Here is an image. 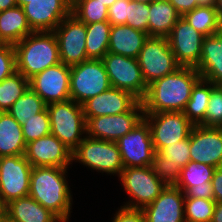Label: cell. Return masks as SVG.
Here are the masks:
<instances>
[{
    "label": "cell",
    "mask_w": 222,
    "mask_h": 222,
    "mask_svg": "<svg viewBox=\"0 0 222 222\" xmlns=\"http://www.w3.org/2000/svg\"><path fill=\"white\" fill-rule=\"evenodd\" d=\"M195 69L201 78L222 87V31L204 37L200 61Z\"/></svg>",
    "instance_id": "22"
},
{
    "label": "cell",
    "mask_w": 222,
    "mask_h": 222,
    "mask_svg": "<svg viewBox=\"0 0 222 222\" xmlns=\"http://www.w3.org/2000/svg\"><path fill=\"white\" fill-rule=\"evenodd\" d=\"M203 127L222 128V87L211 90Z\"/></svg>",
    "instance_id": "38"
},
{
    "label": "cell",
    "mask_w": 222,
    "mask_h": 222,
    "mask_svg": "<svg viewBox=\"0 0 222 222\" xmlns=\"http://www.w3.org/2000/svg\"><path fill=\"white\" fill-rule=\"evenodd\" d=\"M204 37L183 16L178 19L167 38L180 66L195 68L198 65Z\"/></svg>",
    "instance_id": "15"
},
{
    "label": "cell",
    "mask_w": 222,
    "mask_h": 222,
    "mask_svg": "<svg viewBox=\"0 0 222 222\" xmlns=\"http://www.w3.org/2000/svg\"><path fill=\"white\" fill-rule=\"evenodd\" d=\"M144 119L139 101L130 111L116 115H103L86 120V136L116 142Z\"/></svg>",
    "instance_id": "12"
},
{
    "label": "cell",
    "mask_w": 222,
    "mask_h": 222,
    "mask_svg": "<svg viewBox=\"0 0 222 222\" xmlns=\"http://www.w3.org/2000/svg\"><path fill=\"white\" fill-rule=\"evenodd\" d=\"M215 7L217 9L218 18H219L220 24L222 26V0H217Z\"/></svg>",
    "instance_id": "50"
},
{
    "label": "cell",
    "mask_w": 222,
    "mask_h": 222,
    "mask_svg": "<svg viewBox=\"0 0 222 222\" xmlns=\"http://www.w3.org/2000/svg\"><path fill=\"white\" fill-rule=\"evenodd\" d=\"M29 88V80L15 72L0 82V112L8 111Z\"/></svg>",
    "instance_id": "33"
},
{
    "label": "cell",
    "mask_w": 222,
    "mask_h": 222,
    "mask_svg": "<svg viewBox=\"0 0 222 222\" xmlns=\"http://www.w3.org/2000/svg\"><path fill=\"white\" fill-rule=\"evenodd\" d=\"M111 87L128 91L140 101L147 92L138 59L107 53L102 59Z\"/></svg>",
    "instance_id": "10"
},
{
    "label": "cell",
    "mask_w": 222,
    "mask_h": 222,
    "mask_svg": "<svg viewBox=\"0 0 222 222\" xmlns=\"http://www.w3.org/2000/svg\"><path fill=\"white\" fill-rule=\"evenodd\" d=\"M6 43L0 38V48L3 47Z\"/></svg>",
    "instance_id": "55"
},
{
    "label": "cell",
    "mask_w": 222,
    "mask_h": 222,
    "mask_svg": "<svg viewBox=\"0 0 222 222\" xmlns=\"http://www.w3.org/2000/svg\"><path fill=\"white\" fill-rule=\"evenodd\" d=\"M68 171L69 168L33 167L28 194L63 222H70L74 200L70 188L72 186H69Z\"/></svg>",
    "instance_id": "2"
},
{
    "label": "cell",
    "mask_w": 222,
    "mask_h": 222,
    "mask_svg": "<svg viewBox=\"0 0 222 222\" xmlns=\"http://www.w3.org/2000/svg\"><path fill=\"white\" fill-rule=\"evenodd\" d=\"M51 134L72 152L86 137V119L82 105L72 99L47 105Z\"/></svg>",
    "instance_id": "5"
},
{
    "label": "cell",
    "mask_w": 222,
    "mask_h": 222,
    "mask_svg": "<svg viewBox=\"0 0 222 222\" xmlns=\"http://www.w3.org/2000/svg\"><path fill=\"white\" fill-rule=\"evenodd\" d=\"M190 160L222 167V128L195 125L190 133Z\"/></svg>",
    "instance_id": "19"
},
{
    "label": "cell",
    "mask_w": 222,
    "mask_h": 222,
    "mask_svg": "<svg viewBox=\"0 0 222 222\" xmlns=\"http://www.w3.org/2000/svg\"><path fill=\"white\" fill-rule=\"evenodd\" d=\"M112 25L108 21L86 24V54L88 59H102L108 53Z\"/></svg>",
    "instance_id": "29"
},
{
    "label": "cell",
    "mask_w": 222,
    "mask_h": 222,
    "mask_svg": "<svg viewBox=\"0 0 222 222\" xmlns=\"http://www.w3.org/2000/svg\"><path fill=\"white\" fill-rule=\"evenodd\" d=\"M183 17L205 37L222 31L216 7L198 6Z\"/></svg>",
    "instance_id": "30"
},
{
    "label": "cell",
    "mask_w": 222,
    "mask_h": 222,
    "mask_svg": "<svg viewBox=\"0 0 222 222\" xmlns=\"http://www.w3.org/2000/svg\"><path fill=\"white\" fill-rule=\"evenodd\" d=\"M25 157L33 167H73L72 151L52 134L26 144Z\"/></svg>",
    "instance_id": "17"
},
{
    "label": "cell",
    "mask_w": 222,
    "mask_h": 222,
    "mask_svg": "<svg viewBox=\"0 0 222 222\" xmlns=\"http://www.w3.org/2000/svg\"><path fill=\"white\" fill-rule=\"evenodd\" d=\"M60 61L65 65L79 64L88 60L86 54V24L70 13L54 30Z\"/></svg>",
    "instance_id": "14"
},
{
    "label": "cell",
    "mask_w": 222,
    "mask_h": 222,
    "mask_svg": "<svg viewBox=\"0 0 222 222\" xmlns=\"http://www.w3.org/2000/svg\"><path fill=\"white\" fill-rule=\"evenodd\" d=\"M129 18V0H116L108 8V22L113 25L125 24Z\"/></svg>",
    "instance_id": "42"
},
{
    "label": "cell",
    "mask_w": 222,
    "mask_h": 222,
    "mask_svg": "<svg viewBox=\"0 0 222 222\" xmlns=\"http://www.w3.org/2000/svg\"><path fill=\"white\" fill-rule=\"evenodd\" d=\"M137 59L147 86L181 67L177 63L166 37L149 36Z\"/></svg>",
    "instance_id": "8"
},
{
    "label": "cell",
    "mask_w": 222,
    "mask_h": 222,
    "mask_svg": "<svg viewBox=\"0 0 222 222\" xmlns=\"http://www.w3.org/2000/svg\"><path fill=\"white\" fill-rule=\"evenodd\" d=\"M32 168L25 155L0 157V203L3 207L29 194Z\"/></svg>",
    "instance_id": "9"
},
{
    "label": "cell",
    "mask_w": 222,
    "mask_h": 222,
    "mask_svg": "<svg viewBox=\"0 0 222 222\" xmlns=\"http://www.w3.org/2000/svg\"><path fill=\"white\" fill-rule=\"evenodd\" d=\"M185 197H193V198H204V199H214L212 183L206 182V186L201 187H191L186 193Z\"/></svg>",
    "instance_id": "44"
},
{
    "label": "cell",
    "mask_w": 222,
    "mask_h": 222,
    "mask_svg": "<svg viewBox=\"0 0 222 222\" xmlns=\"http://www.w3.org/2000/svg\"><path fill=\"white\" fill-rule=\"evenodd\" d=\"M111 87L101 59H88L70 66V99L82 105Z\"/></svg>",
    "instance_id": "7"
},
{
    "label": "cell",
    "mask_w": 222,
    "mask_h": 222,
    "mask_svg": "<svg viewBox=\"0 0 222 222\" xmlns=\"http://www.w3.org/2000/svg\"><path fill=\"white\" fill-rule=\"evenodd\" d=\"M185 193L175 185H166L160 195L143 207L147 222H185Z\"/></svg>",
    "instance_id": "20"
},
{
    "label": "cell",
    "mask_w": 222,
    "mask_h": 222,
    "mask_svg": "<svg viewBox=\"0 0 222 222\" xmlns=\"http://www.w3.org/2000/svg\"><path fill=\"white\" fill-rule=\"evenodd\" d=\"M180 17L168 0H155L149 4L148 35L167 38Z\"/></svg>",
    "instance_id": "26"
},
{
    "label": "cell",
    "mask_w": 222,
    "mask_h": 222,
    "mask_svg": "<svg viewBox=\"0 0 222 222\" xmlns=\"http://www.w3.org/2000/svg\"><path fill=\"white\" fill-rule=\"evenodd\" d=\"M176 9L180 16H184L186 13L194 10L197 5L196 0H168Z\"/></svg>",
    "instance_id": "46"
},
{
    "label": "cell",
    "mask_w": 222,
    "mask_h": 222,
    "mask_svg": "<svg viewBox=\"0 0 222 222\" xmlns=\"http://www.w3.org/2000/svg\"><path fill=\"white\" fill-rule=\"evenodd\" d=\"M201 75L194 67H179L147 86L141 100L144 113L183 112L191 91Z\"/></svg>",
    "instance_id": "1"
},
{
    "label": "cell",
    "mask_w": 222,
    "mask_h": 222,
    "mask_svg": "<svg viewBox=\"0 0 222 222\" xmlns=\"http://www.w3.org/2000/svg\"><path fill=\"white\" fill-rule=\"evenodd\" d=\"M47 104L30 87L18 98L8 110V113L22 125L27 119H31L44 111Z\"/></svg>",
    "instance_id": "31"
},
{
    "label": "cell",
    "mask_w": 222,
    "mask_h": 222,
    "mask_svg": "<svg viewBox=\"0 0 222 222\" xmlns=\"http://www.w3.org/2000/svg\"><path fill=\"white\" fill-rule=\"evenodd\" d=\"M198 6H216L217 0H196Z\"/></svg>",
    "instance_id": "49"
},
{
    "label": "cell",
    "mask_w": 222,
    "mask_h": 222,
    "mask_svg": "<svg viewBox=\"0 0 222 222\" xmlns=\"http://www.w3.org/2000/svg\"><path fill=\"white\" fill-rule=\"evenodd\" d=\"M113 213L111 222H147L145 215L141 209L127 208L121 206L116 208Z\"/></svg>",
    "instance_id": "43"
},
{
    "label": "cell",
    "mask_w": 222,
    "mask_h": 222,
    "mask_svg": "<svg viewBox=\"0 0 222 222\" xmlns=\"http://www.w3.org/2000/svg\"><path fill=\"white\" fill-rule=\"evenodd\" d=\"M98 2L104 4L107 8L113 5L116 0H97Z\"/></svg>",
    "instance_id": "51"
},
{
    "label": "cell",
    "mask_w": 222,
    "mask_h": 222,
    "mask_svg": "<svg viewBox=\"0 0 222 222\" xmlns=\"http://www.w3.org/2000/svg\"><path fill=\"white\" fill-rule=\"evenodd\" d=\"M215 86L212 82L203 78H200L193 86L183 114L194 126L204 123L211 90Z\"/></svg>",
    "instance_id": "28"
},
{
    "label": "cell",
    "mask_w": 222,
    "mask_h": 222,
    "mask_svg": "<svg viewBox=\"0 0 222 222\" xmlns=\"http://www.w3.org/2000/svg\"><path fill=\"white\" fill-rule=\"evenodd\" d=\"M17 6L23 7L25 4L29 3V0H16Z\"/></svg>",
    "instance_id": "52"
},
{
    "label": "cell",
    "mask_w": 222,
    "mask_h": 222,
    "mask_svg": "<svg viewBox=\"0 0 222 222\" xmlns=\"http://www.w3.org/2000/svg\"><path fill=\"white\" fill-rule=\"evenodd\" d=\"M149 4L129 0V18L126 25L148 34Z\"/></svg>",
    "instance_id": "40"
},
{
    "label": "cell",
    "mask_w": 222,
    "mask_h": 222,
    "mask_svg": "<svg viewBox=\"0 0 222 222\" xmlns=\"http://www.w3.org/2000/svg\"><path fill=\"white\" fill-rule=\"evenodd\" d=\"M152 168L166 185H176L182 170L179 164H172L158 152L154 154Z\"/></svg>",
    "instance_id": "37"
},
{
    "label": "cell",
    "mask_w": 222,
    "mask_h": 222,
    "mask_svg": "<svg viewBox=\"0 0 222 222\" xmlns=\"http://www.w3.org/2000/svg\"><path fill=\"white\" fill-rule=\"evenodd\" d=\"M121 189L127 194L121 206L142 209L152 203L166 187L152 166L123 168L118 178Z\"/></svg>",
    "instance_id": "6"
},
{
    "label": "cell",
    "mask_w": 222,
    "mask_h": 222,
    "mask_svg": "<svg viewBox=\"0 0 222 222\" xmlns=\"http://www.w3.org/2000/svg\"><path fill=\"white\" fill-rule=\"evenodd\" d=\"M17 6L16 0H0V11Z\"/></svg>",
    "instance_id": "48"
},
{
    "label": "cell",
    "mask_w": 222,
    "mask_h": 222,
    "mask_svg": "<svg viewBox=\"0 0 222 222\" xmlns=\"http://www.w3.org/2000/svg\"><path fill=\"white\" fill-rule=\"evenodd\" d=\"M5 218V210H0V222H3Z\"/></svg>",
    "instance_id": "54"
},
{
    "label": "cell",
    "mask_w": 222,
    "mask_h": 222,
    "mask_svg": "<svg viewBox=\"0 0 222 222\" xmlns=\"http://www.w3.org/2000/svg\"><path fill=\"white\" fill-rule=\"evenodd\" d=\"M211 222H222V203H216Z\"/></svg>",
    "instance_id": "47"
},
{
    "label": "cell",
    "mask_w": 222,
    "mask_h": 222,
    "mask_svg": "<svg viewBox=\"0 0 222 222\" xmlns=\"http://www.w3.org/2000/svg\"><path fill=\"white\" fill-rule=\"evenodd\" d=\"M4 209L5 217L13 222H63L29 195L9 202Z\"/></svg>",
    "instance_id": "24"
},
{
    "label": "cell",
    "mask_w": 222,
    "mask_h": 222,
    "mask_svg": "<svg viewBox=\"0 0 222 222\" xmlns=\"http://www.w3.org/2000/svg\"><path fill=\"white\" fill-rule=\"evenodd\" d=\"M72 0H29L22 8L33 32L53 31L70 13Z\"/></svg>",
    "instance_id": "18"
},
{
    "label": "cell",
    "mask_w": 222,
    "mask_h": 222,
    "mask_svg": "<svg viewBox=\"0 0 222 222\" xmlns=\"http://www.w3.org/2000/svg\"><path fill=\"white\" fill-rule=\"evenodd\" d=\"M140 100L132 93L115 87L88 99L82 104L85 119L116 115L130 111Z\"/></svg>",
    "instance_id": "21"
},
{
    "label": "cell",
    "mask_w": 222,
    "mask_h": 222,
    "mask_svg": "<svg viewBox=\"0 0 222 222\" xmlns=\"http://www.w3.org/2000/svg\"><path fill=\"white\" fill-rule=\"evenodd\" d=\"M215 204L214 199L185 197V222H211Z\"/></svg>",
    "instance_id": "35"
},
{
    "label": "cell",
    "mask_w": 222,
    "mask_h": 222,
    "mask_svg": "<svg viewBox=\"0 0 222 222\" xmlns=\"http://www.w3.org/2000/svg\"><path fill=\"white\" fill-rule=\"evenodd\" d=\"M160 153L166 160H170L172 164H179L184 168L190 160V136L182 141L169 144L163 147Z\"/></svg>",
    "instance_id": "39"
},
{
    "label": "cell",
    "mask_w": 222,
    "mask_h": 222,
    "mask_svg": "<svg viewBox=\"0 0 222 222\" xmlns=\"http://www.w3.org/2000/svg\"><path fill=\"white\" fill-rule=\"evenodd\" d=\"M71 13L84 24L108 21V8L97 0H72Z\"/></svg>",
    "instance_id": "34"
},
{
    "label": "cell",
    "mask_w": 222,
    "mask_h": 222,
    "mask_svg": "<svg viewBox=\"0 0 222 222\" xmlns=\"http://www.w3.org/2000/svg\"><path fill=\"white\" fill-rule=\"evenodd\" d=\"M124 168L152 166L155 149L145 119L117 141Z\"/></svg>",
    "instance_id": "13"
},
{
    "label": "cell",
    "mask_w": 222,
    "mask_h": 222,
    "mask_svg": "<svg viewBox=\"0 0 222 222\" xmlns=\"http://www.w3.org/2000/svg\"><path fill=\"white\" fill-rule=\"evenodd\" d=\"M211 183L214 200L216 203H222V167L215 169Z\"/></svg>",
    "instance_id": "45"
},
{
    "label": "cell",
    "mask_w": 222,
    "mask_h": 222,
    "mask_svg": "<svg viewBox=\"0 0 222 222\" xmlns=\"http://www.w3.org/2000/svg\"><path fill=\"white\" fill-rule=\"evenodd\" d=\"M21 127L26 144L51 134L50 117L47 108L31 119H27Z\"/></svg>",
    "instance_id": "36"
},
{
    "label": "cell",
    "mask_w": 222,
    "mask_h": 222,
    "mask_svg": "<svg viewBox=\"0 0 222 222\" xmlns=\"http://www.w3.org/2000/svg\"><path fill=\"white\" fill-rule=\"evenodd\" d=\"M22 127L8 111L0 112V157L25 155Z\"/></svg>",
    "instance_id": "25"
},
{
    "label": "cell",
    "mask_w": 222,
    "mask_h": 222,
    "mask_svg": "<svg viewBox=\"0 0 222 222\" xmlns=\"http://www.w3.org/2000/svg\"><path fill=\"white\" fill-rule=\"evenodd\" d=\"M215 167L203 163L190 161L181 170L180 178L175 186L186 193L191 187L206 186V182H211Z\"/></svg>",
    "instance_id": "32"
},
{
    "label": "cell",
    "mask_w": 222,
    "mask_h": 222,
    "mask_svg": "<svg viewBox=\"0 0 222 222\" xmlns=\"http://www.w3.org/2000/svg\"><path fill=\"white\" fill-rule=\"evenodd\" d=\"M149 124L155 152L190 136L194 125L183 112L144 113Z\"/></svg>",
    "instance_id": "11"
},
{
    "label": "cell",
    "mask_w": 222,
    "mask_h": 222,
    "mask_svg": "<svg viewBox=\"0 0 222 222\" xmlns=\"http://www.w3.org/2000/svg\"><path fill=\"white\" fill-rule=\"evenodd\" d=\"M13 46L17 72L28 80L61 62L58 41L53 31L32 32Z\"/></svg>",
    "instance_id": "3"
},
{
    "label": "cell",
    "mask_w": 222,
    "mask_h": 222,
    "mask_svg": "<svg viewBox=\"0 0 222 222\" xmlns=\"http://www.w3.org/2000/svg\"><path fill=\"white\" fill-rule=\"evenodd\" d=\"M29 87L48 105L70 99V66L62 62L29 79Z\"/></svg>",
    "instance_id": "16"
},
{
    "label": "cell",
    "mask_w": 222,
    "mask_h": 222,
    "mask_svg": "<svg viewBox=\"0 0 222 222\" xmlns=\"http://www.w3.org/2000/svg\"><path fill=\"white\" fill-rule=\"evenodd\" d=\"M148 37L147 33L130 25H113L110 30L108 52L137 59Z\"/></svg>",
    "instance_id": "23"
},
{
    "label": "cell",
    "mask_w": 222,
    "mask_h": 222,
    "mask_svg": "<svg viewBox=\"0 0 222 222\" xmlns=\"http://www.w3.org/2000/svg\"><path fill=\"white\" fill-rule=\"evenodd\" d=\"M17 71L15 49L12 44L0 48V82Z\"/></svg>",
    "instance_id": "41"
},
{
    "label": "cell",
    "mask_w": 222,
    "mask_h": 222,
    "mask_svg": "<svg viewBox=\"0 0 222 222\" xmlns=\"http://www.w3.org/2000/svg\"><path fill=\"white\" fill-rule=\"evenodd\" d=\"M72 163L119 178L124 166L116 142L86 136L72 152Z\"/></svg>",
    "instance_id": "4"
},
{
    "label": "cell",
    "mask_w": 222,
    "mask_h": 222,
    "mask_svg": "<svg viewBox=\"0 0 222 222\" xmlns=\"http://www.w3.org/2000/svg\"><path fill=\"white\" fill-rule=\"evenodd\" d=\"M138 3H146V4H150L152 2H154L155 0H132Z\"/></svg>",
    "instance_id": "53"
},
{
    "label": "cell",
    "mask_w": 222,
    "mask_h": 222,
    "mask_svg": "<svg viewBox=\"0 0 222 222\" xmlns=\"http://www.w3.org/2000/svg\"><path fill=\"white\" fill-rule=\"evenodd\" d=\"M3 222H13V221H11V220H9V219H7V218L5 217L4 220H3Z\"/></svg>",
    "instance_id": "56"
},
{
    "label": "cell",
    "mask_w": 222,
    "mask_h": 222,
    "mask_svg": "<svg viewBox=\"0 0 222 222\" xmlns=\"http://www.w3.org/2000/svg\"><path fill=\"white\" fill-rule=\"evenodd\" d=\"M0 210H5L4 207L0 203Z\"/></svg>",
    "instance_id": "57"
},
{
    "label": "cell",
    "mask_w": 222,
    "mask_h": 222,
    "mask_svg": "<svg viewBox=\"0 0 222 222\" xmlns=\"http://www.w3.org/2000/svg\"><path fill=\"white\" fill-rule=\"evenodd\" d=\"M32 32L22 7L0 11V38L6 44L14 45Z\"/></svg>",
    "instance_id": "27"
}]
</instances>
